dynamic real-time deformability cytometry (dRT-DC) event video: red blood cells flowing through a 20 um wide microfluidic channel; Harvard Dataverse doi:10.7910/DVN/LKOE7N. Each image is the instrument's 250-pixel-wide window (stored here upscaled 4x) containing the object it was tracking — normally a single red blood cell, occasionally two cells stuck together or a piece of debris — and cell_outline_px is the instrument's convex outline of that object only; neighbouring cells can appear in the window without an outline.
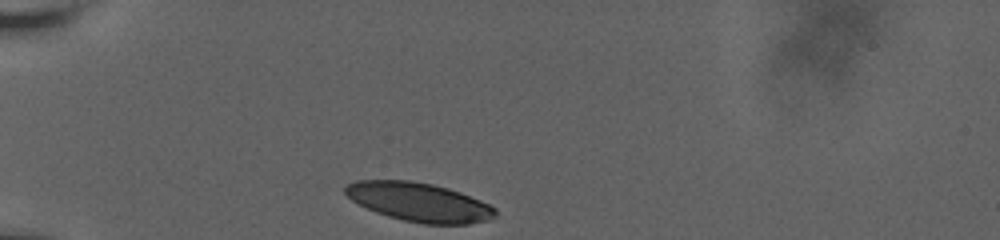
{"species": "human", "species_latin": "Homo sapiens", "temperature_condition": "room temperature", "stored_images_in_passage": 27, "camera_frame_rate_fps": 3000, "um_per_image_px": 0.085, "donor": {"sex": "male"}, "frame": {"image": 1, "passage_image": 1, "time_ms": 0.0, "image_size_px": [1000, 240], "cell_outline_px": [[496, 216], [492, 220], [468, 224], [424, 224], [404, 220], [388, 216], [376, 212], [352, 200], [344, 192], [344, 184], [356, 180], [412, 180], [432, 184], [448, 188], [460, 192], [480, 200], [496, 208]], "centroid_in_image_um": [35.63, 17.17], "position_along_channel_um": 49.4, "area_um2": 34.1}}
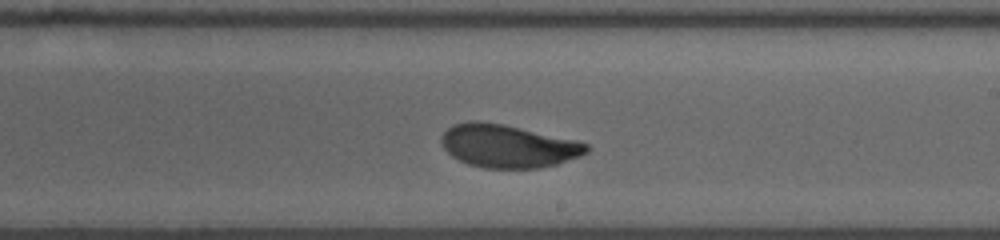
{"frame": {"image": 2, "passage_image": 16, "time_ms": 6.333, "image_size_px": [1000, 240], "cell_outline_px": [[588, 152], [580, 156], [556, 164], [540, 168], [484, 168], [468, 164], [452, 156], [444, 148], [440, 140], [440, 136], [452, 124], [472, 120], [476, 120], [504, 124], [576, 140], [588, 144]], "centroid_in_image_um": [43.15, 12.4], "position_along_channel_um": 245.8, "area_um2": 36.41}}
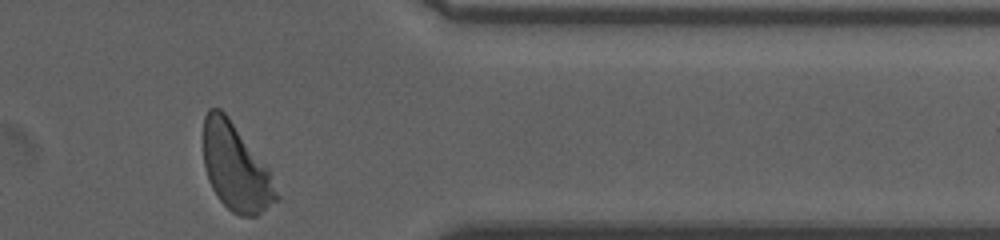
{"frame": {"image": 3, "passage_image": 27, "time_ms": 10.667, "image_size_px": [1000, 240], "cell_outline_px": [[280, 200], [256, 216], [240, 216], [232, 212], [216, 196], [208, 180], [204, 164], [204, 116], [208, 108], [220, 108], [228, 116], [268, 168], [280, 196]], "centroid_in_image_um": [20.05, 14.26], "position_along_channel_um": 391.4, "area_um2": 36.93}, "authors_computed_cell_mechanics": {"area_um2": 36.414, "velocity_mm_per_s": 3.6137, "shape_relaxation_time_tau1_ms": 3.4851, "shape_relaxation_time_tau2_ms": 1.2881, "deformation_change_tau1": 0.1472, "deformation_change_tau2": 0.0578}}